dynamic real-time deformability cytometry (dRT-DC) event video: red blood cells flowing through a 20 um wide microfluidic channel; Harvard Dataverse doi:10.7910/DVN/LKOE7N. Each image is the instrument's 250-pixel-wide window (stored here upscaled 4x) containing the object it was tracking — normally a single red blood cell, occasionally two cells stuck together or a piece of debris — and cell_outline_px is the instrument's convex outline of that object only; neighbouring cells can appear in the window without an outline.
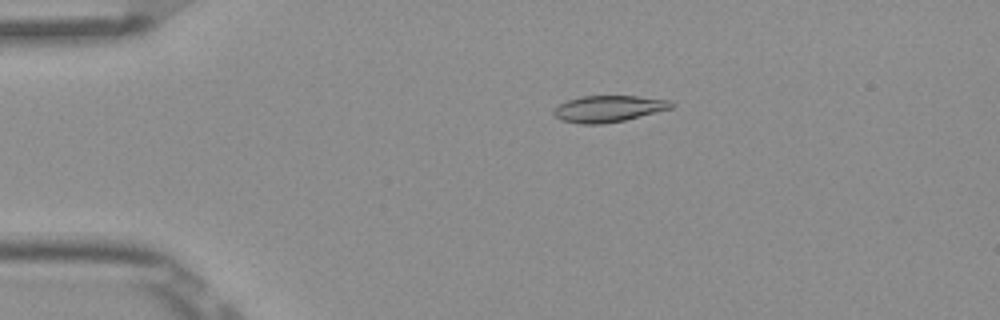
{"species": "Egyptian fruit bat (a non-hibernating species)", "species_latin": "Rousettus aegyptiacus", "temperature_condition": "room temperature", "stored_images_in_passage": 52, "camera_frame_rate_fps": 3000, "um_per_image_px": 0.085, "frame": {"image": 1, "passage_image": 11, "time_ms": 3.333, "image_size_px": [1000, 320], "cell_outline_px": [[676, 104], [672, 108], [624, 120], [604, 124], [580, 124], [560, 120], [552, 112], [560, 104], [568, 100], [580, 96], [636, 96], [668, 100]], "centroid_in_image_um": [51.71, 9.24], "position_along_channel_um": 33.3, "area_um2": 18.03}}
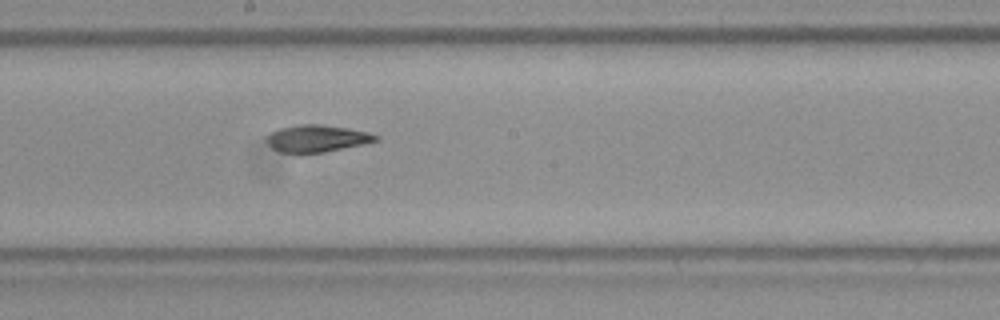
{"frame": {"image": 2, "passage_image": 29, "time_ms": 9.333, "image_size_px": [1000, 320], "cell_outline_px": [[380, 140], [364, 144], [324, 152], [300, 156], [280, 152], [272, 148], [268, 144], [268, 136], [272, 132], [280, 128], [300, 124], [320, 124], [348, 128], [368, 132], [380, 136]], "centroid_in_image_um": [26.95, 11.8], "position_along_channel_um": 221.3, "area_um2": 17.63}}
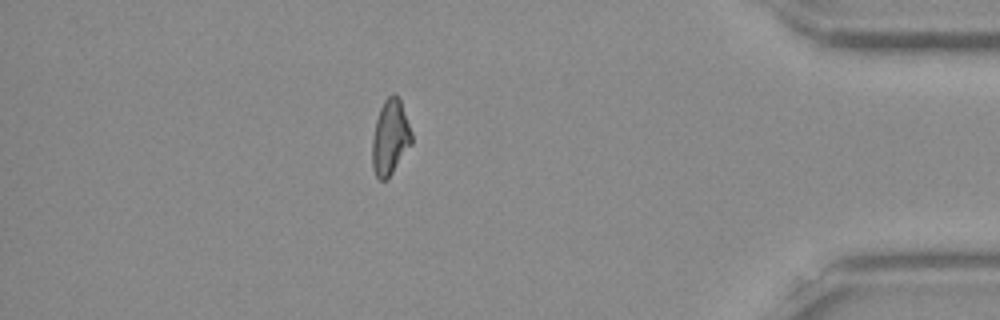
{"frame": {"image": 3, "passage_image": 46, "time_ms": 15.0, "image_size_px": [1000, 320], "cell_outline_px": [[412, 144], [392, 172], [384, 180], [380, 180], [376, 176], [372, 168], [372, 140], [376, 120], [380, 108], [384, 100], [392, 92], [396, 92], [400, 100], [412, 132]], "centroid_in_image_um": [33.16, 11.64], "position_along_channel_um": 402.0, "area_um2": 17.22}, "authors_computed_cell_mechanics": {"area_um2": 17.8024, "velocity_mm_per_s": 3.8959, "shape_relaxation_time_tau1_ms": 8.6334, "shape_relaxation_time_tau2_ms": 3.035, "deformation_change_tau1": 0.2294, "deformation_change_tau2": 0.0906}}